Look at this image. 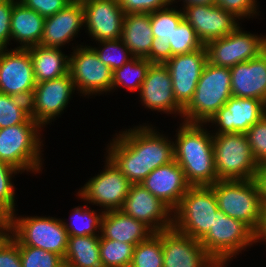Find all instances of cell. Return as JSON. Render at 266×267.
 <instances>
[{"label":"cell","instance_id":"cell-1","mask_svg":"<svg viewBox=\"0 0 266 267\" xmlns=\"http://www.w3.org/2000/svg\"><path fill=\"white\" fill-rule=\"evenodd\" d=\"M152 125L119 131L106 156L132 183L140 184L154 169L174 161V142Z\"/></svg>","mask_w":266,"mask_h":267},{"label":"cell","instance_id":"cell-2","mask_svg":"<svg viewBox=\"0 0 266 267\" xmlns=\"http://www.w3.org/2000/svg\"><path fill=\"white\" fill-rule=\"evenodd\" d=\"M204 126L183 122L173 141L174 160L191 186H211L219 180L215 170L213 134Z\"/></svg>","mask_w":266,"mask_h":267},{"label":"cell","instance_id":"cell-3","mask_svg":"<svg viewBox=\"0 0 266 267\" xmlns=\"http://www.w3.org/2000/svg\"><path fill=\"white\" fill-rule=\"evenodd\" d=\"M231 96L230 68L207 62L192 99L183 108V122L206 125Z\"/></svg>","mask_w":266,"mask_h":267},{"label":"cell","instance_id":"cell-4","mask_svg":"<svg viewBox=\"0 0 266 267\" xmlns=\"http://www.w3.org/2000/svg\"><path fill=\"white\" fill-rule=\"evenodd\" d=\"M42 127L37 122H24L0 129V161L23 172L42 171Z\"/></svg>","mask_w":266,"mask_h":267},{"label":"cell","instance_id":"cell-5","mask_svg":"<svg viewBox=\"0 0 266 267\" xmlns=\"http://www.w3.org/2000/svg\"><path fill=\"white\" fill-rule=\"evenodd\" d=\"M218 209L211 186H191L172 211V227L201 241L213 226Z\"/></svg>","mask_w":266,"mask_h":267},{"label":"cell","instance_id":"cell-6","mask_svg":"<svg viewBox=\"0 0 266 267\" xmlns=\"http://www.w3.org/2000/svg\"><path fill=\"white\" fill-rule=\"evenodd\" d=\"M211 187L219 210L255 232L263 208L256 180H218Z\"/></svg>","mask_w":266,"mask_h":267},{"label":"cell","instance_id":"cell-7","mask_svg":"<svg viewBox=\"0 0 266 267\" xmlns=\"http://www.w3.org/2000/svg\"><path fill=\"white\" fill-rule=\"evenodd\" d=\"M215 170L219 180H252L259 168L245 133L213 134Z\"/></svg>","mask_w":266,"mask_h":267},{"label":"cell","instance_id":"cell-8","mask_svg":"<svg viewBox=\"0 0 266 267\" xmlns=\"http://www.w3.org/2000/svg\"><path fill=\"white\" fill-rule=\"evenodd\" d=\"M10 236L25 246L41 248L64 258L68 245V232L62 219L50 216L10 217Z\"/></svg>","mask_w":266,"mask_h":267},{"label":"cell","instance_id":"cell-9","mask_svg":"<svg viewBox=\"0 0 266 267\" xmlns=\"http://www.w3.org/2000/svg\"><path fill=\"white\" fill-rule=\"evenodd\" d=\"M200 243L217 263L229 264L239 252L255 244L254 232L245 223L218 209L213 226Z\"/></svg>","mask_w":266,"mask_h":267},{"label":"cell","instance_id":"cell-10","mask_svg":"<svg viewBox=\"0 0 266 267\" xmlns=\"http://www.w3.org/2000/svg\"><path fill=\"white\" fill-rule=\"evenodd\" d=\"M69 55V74L77 93L85 96L111 91L113 71L104 64L92 46L77 45Z\"/></svg>","mask_w":266,"mask_h":267},{"label":"cell","instance_id":"cell-11","mask_svg":"<svg viewBox=\"0 0 266 267\" xmlns=\"http://www.w3.org/2000/svg\"><path fill=\"white\" fill-rule=\"evenodd\" d=\"M105 158V169L91 177L76 196L101 207L103 212L121 210L132 183L108 157Z\"/></svg>","mask_w":266,"mask_h":267},{"label":"cell","instance_id":"cell-12","mask_svg":"<svg viewBox=\"0 0 266 267\" xmlns=\"http://www.w3.org/2000/svg\"><path fill=\"white\" fill-rule=\"evenodd\" d=\"M208 62L214 66L231 68L259 56L266 50V35L242 30L240 25L226 36L211 40L206 45Z\"/></svg>","mask_w":266,"mask_h":267},{"label":"cell","instance_id":"cell-13","mask_svg":"<svg viewBox=\"0 0 266 267\" xmlns=\"http://www.w3.org/2000/svg\"><path fill=\"white\" fill-rule=\"evenodd\" d=\"M36 87L31 55L27 49H0V93L30 101Z\"/></svg>","mask_w":266,"mask_h":267},{"label":"cell","instance_id":"cell-14","mask_svg":"<svg viewBox=\"0 0 266 267\" xmlns=\"http://www.w3.org/2000/svg\"><path fill=\"white\" fill-rule=\"evenodd\" d=\"M76 88L70 74L36 83L30 100V115L42 128L61 115ZM63 111V112H62Z\"/></svg>","mask_w":266,"mask_h":267},{"label":"cell","instance_id":"cell-15","mask_svg":"<svg viewBox=\"0 0 266 267\" xmlns=\"http://www.w3.org/2000/svg\"><path fill=\"white\" fill-rule=\"evenodd\" d=\"M207 62L208 55L204 45L194 52L174 55L164 63L171 76L174 99L182 108L192 99Z\"/></svg>","mask_w":266,"mask_h":267},{"label":"cell","instance_id":"cell-16","mask_svg":"<svg viewBox=\"0 0 266 267\" xmlns=\"http://www.w3.org/2000/svg\"><path fill=\"white\" fill-rule=\"evenodd\" d=\"M266 115V104L254 98H243L231 96L230 99L208 120L213 123L216 132L245 133L251 126Z\"/></svg>","mask_w":266,"mask_h":267},{"label":"cell","instance_id":"cell-17","mask_svg":"<svg viewBox=\"0 0 266 267\" xmlns=\"http://www.w3.org/2000/svg\"><path fill=\"white\" fill-rule=\"evenodd\" d=\"M182 6L184 19L204 45L232 33L240 25L239 18L216 4Z\"/></svg>","mask_w":266,"mask_h":267},{"label":"cell","instance_id":"cell-18","mask_svg":"<svg viewBox=\"0 0 266 267\" xmlns=\"http://www.w3.org/2000/svg\"><path fill=\"white\" fill-rule=\"evenodd\" d=\"M84 27L96 42L121 37L125 13L118 0H81Z\"/></svg>","mask_w":266,"mask_h":267},{"label":"cell","instance_id":"cell-19","mask_svg":"<svg viewBox=\"0 0 266 267\" xmlns=\"http://www.w3.org/2000/svg\"><path fill=\"white\" fill-rule=\"evenodd\" d=\"M163 267H214L200 241L171 227L162 230Z\"/></svg>","mask_w":266,"mask_h":267},{"label":"cell","instance_id":"cell-20","mask_svg":"<svg viewBox=\"0 0 266 267\" xmlns=\"http://www.w3.org/2000/svg\"><path fill=\"white\" fill-rule=\"evenodd\" d=\"M121 210L154 232L172 227V210L141 184H132Z\"/></svg>","mask_w":266,"mask_h":267},{"label":"cell","instance_id":"cell-21","mask_svg":"<svg viewBox=\"0 0 266 267\" xmlns=\"http://www.w3.org/2000/svg\"><path fill=\"white\" fill-rule=\"evenodd\" d=\"M145 108L166 114L183 115V108L174 99L172 80L164 64L152 63L139 90Z\"/></svg>","mask_w":266,"mask_h":267},{"label":"cell","instance_id":"cell-22","mask_svg":"<svg viewBox=\"0 0 266 267\" xmlns=\"http://www.w3.org/2000/svg\"><path fill=\"white\" fill-rule=\"evenodd\" d=\"M84 26V10L81 0H73L56 14L46 17L40 45L62 48L78 37Z\"/></svg>","mask_w":266,"mask_h":267},{"label":"cell","instance_id":"cell-23","mask_svg":"<svg viewBox=\"0 0 266 267\" xmlns=\"http://www.w3.org/2000/svg\"><path fill=\"white\" fill-rule=\"evenodd\" d=\"M140 184L172 211L191 187L175 160L154 169Z\"/></svg>","mask_w":266,"mask_h":267},{"label":"cell","instance_id":"cell-24","mask_svg":"<svg viewBox=\"0 0 266 267\" xmlns=\"http://www.w3.org/2000/svg\"><path fill=\"white\" fill-rule=\"evenodd\" d=\"M234 97L254 98L266 104V50L230 68Z\"/></svg>","mask_w":266,"mask_h":267},{"label":"cell","instance_id":"cell-25","mask_svg":"<svg viewBox=\"0 0 266 267\" xmlns=\"http://www.w3.org/2000/svg\"><path fill=\"white\" fill-rule=\"evenodd\" d=\"M154 233L145 223L130 217L122 210L107 211L103 214L100 235L104 239L136 246Z\"/></svg>","mask_w":266,"mask_h":267},{"label":"cell","instance_id":"cell-26","mask_svg":"<svg viewBox=\"0 0 266 267\" xmlns=\"http://www.w3.org/2000/svg\"><path fill=\"white\" fill-rule=\"evenodd\" d=\"M45 17L13 0L11 16V40L18 42L17 48L26 49L40 45Z\"/></svg>","mask_w":266,"mask_h":267},{"label":"cell","instance_id":"cell-27","mask_svg":"<svg viewBox=\"0 0 266 267\" xmlns=\"http://www.w3.org/2000/svg\"><path fill=\"white\" fill-rule=\"evenodd\" d=\"M120 40L133 57L149 60V53L154 40L150 13L125 14Z\"/></svg>","mask_w":266,"mask_h":267},{"label":"cell","instance_id":"cell-28","mask_svg":"<svg viewBox=\"0 0 266 267\" xmlns=\"http://www.w3.org/2000/svg\"><path fill=\"white\" fill-rule=\"evenodd\" d=\"M30 55L36 83L56 79L69 73V56L61 48L41 45L26 48Z\"/></svg>","mask_w":266,"mask_h":267},{"label":"cell","instance_id":"cell-29","mask_svg":"<svg viewBox=\"0 0 266 267\" xmlns=\"http://www.w3.org/2000/svg\"><path fill=\"white\" fill-rule=\"evenodd\" d=\"M99 240L100 235L69 236L64 263L71 267H102Z\"/></svg>","mask_w":266,"mask_h":267},{"label":"cell","instance_id":"cell-30","mask_svg":"<svg viewBox=\"0 0 266 267\" xmlns=\"http://www.w3.org/2000/svg\"><path fill=\"white\" fill-rule=\"evenodd\" d=\"M152 63L145 58L133 57L121 68L113 71L111 91L125 87L127 91L136 92L140 90L146 78L147 71Z\"/></svg>","mask_w":266,"mask_h":267},{"label":"cell","instance_id":"cell-31","mask_svg":"<svg viewBox=\"0 0 266 267\" xmlns=\"http://www.w3.org/2000/svg\"><path fill=\"white\" fill-rule=\"evenodd\" d=\"M72 211L69 224L62 220L69 236L100 235L103 211L97 214V211L91 210L87 205L75 207Z\"/></svg>","mask_w":266,"mask_h":267},{"label":"cell","instance_id":"cell-32","mask_svg":"<svg viewBox=\"0 0 266 267\" xmlns=\"http://www.w3.org/2000/svg\"><path fill=\"white\" fill-rule=\"evenodd\" d=\"M24 122H36L30 115V101L0 93V129Z\"/></svg>","mask_w":266,"mask_h":267},{"label":"cell","instance_id":"cell-33","mask_svg":"<svg viewBox=\"0 0 266 267\" xmlns=\"http://www.w3.org/2000/svg\"><path fill=\"white\" fill-rule=\"evenodd\" d=\"M130 267H163L162 231L134 247Z\"/></svg>","mask_w":266,"mask_h":267},{"label":"cell","instance_id":"cell-34","mask_svg":"<svg viewBox=\"0 0 266 267\" xmlns=\"http://www.w3.org/2000/svg\"><path fill=\"white\" fill-rule=\"evenodd\" d=\"M134 247L133 244L104 239L100 235L99 251L102 267H130Z\"/></svg>","mask_w":266,"mask_h":267},{"label":"cell","instance_id":"cell-35","mask_svg":"<svg viewBox=\"0 0 266 267\" xmlns=\"http://www.w3.org/2000/svg\"><path fill=\"white\" fill-rule=\"evenodd\" d=\"M184 19L183 11L174 7H167L150 13V22L154 38L169 42L168 38L179 23Z\"/></svg>","mask_w":266,"mask_h":267},{"label":"cell","instance_id":"cell-36","mask_svg":"<svg viewBox=\"0 0 266 267\" xmlns=\"http://www.w3.org/2000/svg\"><path fill=\"white\" fill-rule=\"evenodd\" d=\"M169 39V45L172 51V57L179 54H187L201 49L204 44L197 37L192 26L183 19Z\"/></svg>","mask_w":266,"mask_h":267},{"label":"cell","instance_id":"cell-37","mask_svg":"<svg viewBox=\"0 0 266 267\" xmlns=\"http://www.w3.org/2000/svg\"><path fill=\"white\" fill-rule=\"evenodd\" d=\"M100 43V44H99ZM99 47H92L99 59L112 71L121 68L126 62L133 58L129 49L120 40L99 41Z\"/></svg>","mask_w":266,"mask_h":267},{"label":"cell","instance_id":"cell-38","mask_svg":"<svg viewBox=\"0 0 266 267\" xmlns=\"http://www.w3.org/2000/svg\"><path fill=\"white\" fill-rule=\"evenodd\" d=\"M19 172L20 171L12 165L0 161V208L9 217H11L16 211L15 187L12 182V178H14V175Z\"/></svg>","mask_w":266,"mask_h":267},{"label":"cell","instance_id":"cell-39","mask_svg":"<svg viewBox=\"0 0 266 267\" xmlns=\"http://www.w3.org/2000/svg\"><path fill=\"white\" fill-rule=\"evenodd\" d=\"M22 267H61L63 258L41 248L18 244Z\"/></svg>","mask_w":266,"mask_h":267},{"label":"cell","instance_id":"cell-40","mask_svg":"<svg viewBox=\"0 0 266 267\" xmlns=\"http://www.w3.org/2000/svg\"><path fill=\"white\" fill-rule=\"evenodd\" d=\"M245 135L257 163H266V115L251 126Z\"/></svg>","mask_w":266,"mask_h":267},{"label":"cell","instance_id":"cell-41","mask_svg":"<svg viewBox=\"0 0 266 267\" xmlns=\"http://www.w3.org/2000/svg\"><path fill=\"white\" fill-rule=\"evenodd\" d=\"M215 4L228 12H232L239 18V21L259 15L257 0H215Z\"/></svg>","mask_w":266,"mask_h":267},{"label":"cell","instance_id":"cell-42","mask_svg":"<svg viewBox=\"0 0 266 267\" xmlns=\"http://www.w3.org/2000/svg\"><path fill=\"white\" fill-rule=\"evenodd\" d=\"M125 14L151 13L167 8L173 4L172 0H118Z\"/></svg>","mask_w":266,"mask_h":267},{"label":"cell","instance_id":"cell-43","mask_svg":"<svg viewBox=\"0 0 266 267\" xmlns=\"http://www.w3.org/2000/svg\"><path fill=\"white\" fill-rule=\"evenodd\" d=\"M73 0H18L24 7L36 11L43 17H49L65 8Z\"/></svg>","mask_w":266,"mask_h":267},{"label":"cell","instance_id":"cell-44","mask_svg":"<svg viewBox=\"0 0 266 267\" xmlns=\"http://www.w3.org/2000/svg\"><path fill=\"white\" fill-rule=\"evenodd\" d=\"M13 0L0 1V49H7L11 41V16Z\"/></svg>","mask_w":266,"mask_h":267},{"label":"cell","instance_id":"cell-45","mask_svg":"<svg viewBox=\"0 0 266 267\" xmlns=\"http://www.w3.org/2000/svg\"><path fill=\"white\" fill-rule=\"evenodd\" d=\"M0 267H22L19 245L11 236L0 246Z\"/></svg>","mask_w":266,"mask_h":267},{"label":"cell","instance_id":"cell-46","mask_svg":"<svg viewBox=\"0 0 266 267\" xmlns=\"http://www.w3.org/2000/svg\"><path fill=\"white\" fill-rule=\"evenodd\" d=\"M171 57L172 51L169 42L161 41L158 37L154 38L149 53V61L164 64Z\"/></svg>","mask_w":266,"mask_h":267},{"label":"cell","instance_id":"cell-47","mask_svg":"<svg viewBox=\"0 0 266 267\" xmlns=\"http://www.w3.org/2000/svg\"><path fill=\"white\" fill-rule=\"evenodd\" d=\"M255 180L259 187L263 207H266V163L259 166Z\"/></svg>","mask_w":266,"mask_h":267},{"label":"cell","instance_id":"cell-48","mask_svg":"<svg viewBox=\"0 0 266 267\" xmlns=\"http://www.w3.org/2000/svg\"><path fill=\"white\" fill-rule=\"evenodd\" d=\"M263 242L265 241L266 243V207L262 208V213L260 216V221L258 224L257 229L254 232V242L255 244L257 242Z\"/></svg>","mask_w":266,"mask_h":267},{"label":"cell","instance_id":"cell-49","mask_svg":"<svg viewBox=\"0 0 266 267\" xmlns=\"http://www.w3.org/2000/svg\"><path fill=\"white\" fill-rule=\"evenodd\" d=\"M181 2V0H179ZM177 0H172L173 3L179 2ZM183 5H210L215 4V0H182Z\"/></svg>","mask_w":266,"mask_h":267},{"label":"cell","instance_id":"cell-50","mask_svg":"<svg viewBox=\"0 0 266 267\" xmlns=\"http://www.w3.org/2000/svg\"><path fill=\"white\" fill-rule=\"evenodd\" d=\"M0 227H10V217L0 208Z\"/></svg>","mask_w":266,"mask_h":267},{"label":"cell","instance_id":"cell-51","mask_svg":"<svg viewBox=\"0 0 266 267\" xmlns=\"http://www.w3.org/2000/svg\"><path fill=\"white\" fill-rule=\"evenodd\" d=\"M10 236V227H0V246Z\"/></svg>","mask_w":266,"mask_h":267},{"label":"cell","instance_id":"cell-52","mask_svg":"<svg viewBox=\"0 0 266 267\" xmlns=\"http://www.w3.org/2000/svg\"><path fill=\"white\" fill-rule=\"evenodd\" d=\"M226 265L228 266L227 263H217L214 267H226Z\"/></svg>","mask_w":266,"mask_h":267},{"label":"cell","instance_id":"cell-53","mask_svg":"<svg viewBox=\"0 0 266 267\" xmlns=\"http://www.w3.org/2000/svg\"><path fill=\"white\" fill-rule=\"evenodd\" d=\"M61 267H71V266L64 263Z\"/></svg>","mask_w":266,"mask_h":267}]
</instances>
